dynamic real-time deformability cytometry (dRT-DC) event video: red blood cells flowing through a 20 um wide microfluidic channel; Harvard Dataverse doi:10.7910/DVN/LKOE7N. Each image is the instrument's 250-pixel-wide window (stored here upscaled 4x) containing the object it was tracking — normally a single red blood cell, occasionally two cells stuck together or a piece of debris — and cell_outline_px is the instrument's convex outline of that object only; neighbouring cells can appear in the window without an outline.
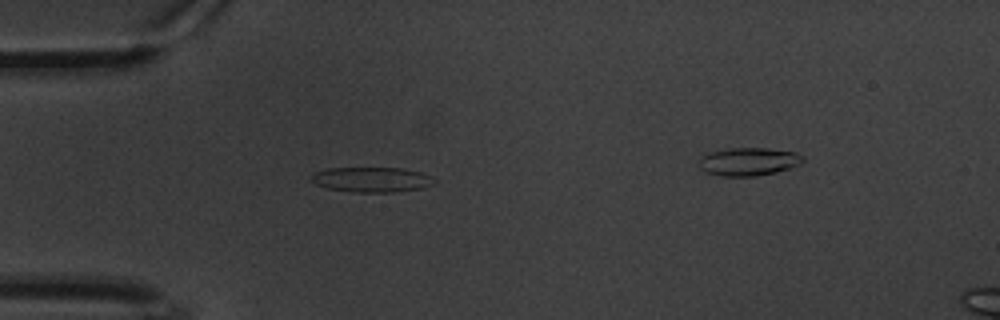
{"species": "common noctule bat (a hibernating species)", "species_latin": "Nyctalus noctula", "temperature_condition": "warm", "stored_images_in_passage": 40, "camera_frame_rate_fps": 3000, "um_per_image_px": 0.085, "animal": {"sex": "male", "body_mass_g": 20.1, "forearm_length_mm": 53.5}, "frame": {"image": 1, "passage_image": 1, "time_ms": 0.0, "image_size_px": [1000, 320], "cell_outline_px": [[436, 180], [432, 184], [424, 188], [392, 192], [352, 192], [328, 188], [316, 184], [312, 180], [312, 176], [316, 172], [328, 168], [404, 168], [420, 172], [432, 176]], "centroid_in_image_um": [31.64, 15.26], "position_along_channel_um": 53.4, "area_um2": 17.86}}
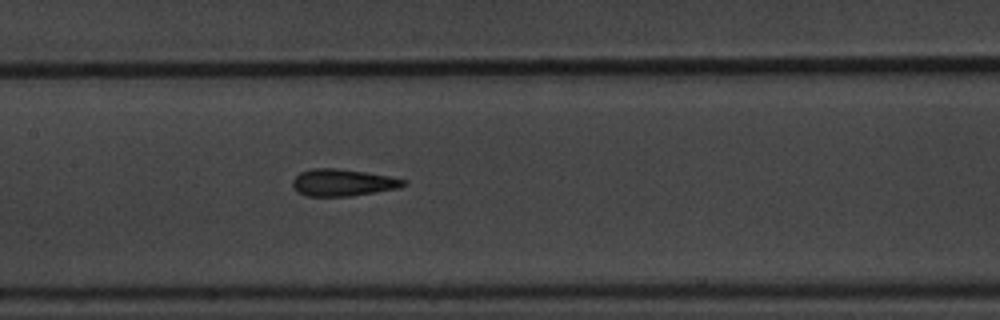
{"frame": {"image": 2, "passage_image": 13, "time_ms": 4.0, "image_size_px": [1000, 320], "cell_outline_px": [[408, 184], [400, 188], [352, 196], [304, 196], [296, 192], [292, 188], [292, 180], [300, 172], [312, 168], [336, 168], [364, 172], [388, 176], [408, 180]], "centroid_in_image_um": [29.12, 15.53], "position_along_channel_um": 178.3, "area_um2": 17.69}}
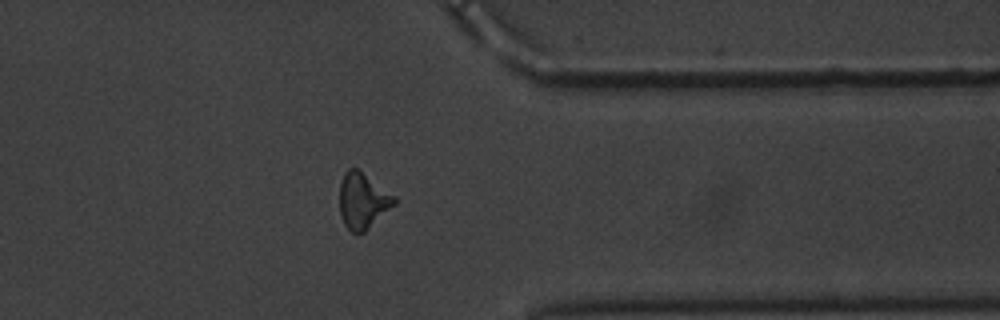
{"frame": {"image": 3, "passage_image": 32, "time_ms": 10.333, "image_size_px": [1000, 320], "cell_outline_px": [[396, 204], [364, 232], [352, 232], [344, 224], [340, 216], [340, 180], [344, 172], [348, 168], [356, 168], [396, 196]], "centroid_in_image_um": [30.83, 17.05], "position_along_channel_um": 380.6, "area_um2": 17.74}, "authors_computed_cell_mechanics": {"area_um2": 16.9932, "velocity_mm_per_s": 3.3146, "shape_relaxation_time_tau1_ms": 5.0123, "shape_relaxation_time_tau2_ms": 2.0162, "deformation_change_tau1": 0.1743, "deformation_change_tau2": 0.1056}}